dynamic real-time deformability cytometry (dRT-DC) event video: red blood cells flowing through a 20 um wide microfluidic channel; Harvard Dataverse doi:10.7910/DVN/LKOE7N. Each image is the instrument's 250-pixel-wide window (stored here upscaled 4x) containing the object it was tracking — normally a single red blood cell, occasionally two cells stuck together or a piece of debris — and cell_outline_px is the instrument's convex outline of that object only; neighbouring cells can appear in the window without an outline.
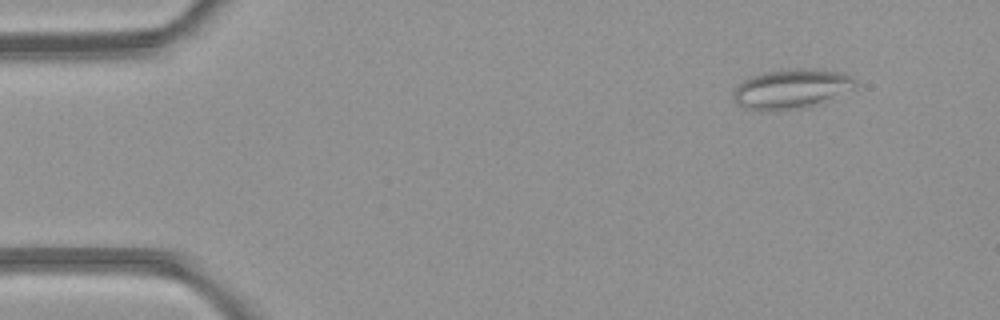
{"species": "common noctule bat (a hibernating species)", "species_latin": "Nyctalus noctula", "temperature_condition": "room temperature", "stored_images_in_passage": 4, "camera_frame_rate_fps": 3000, "um_per_image_px": 0.085, "animal": {"sex": "female", "body_mass_g": 21.9}, "frame": {"image": 1, "passage_image": 2, "time_ms": 1.333, "image_size_px": [1000, 320], "cell_outline_px": [[856, 84], [852, 88], [804, 108], [776, 112], [760, 112], [744, 108], [736, 104], [732, 96], [732, 92], [736, 84], [752, 76], [764, 72], [788, 68], [824, 68], [844, 72], [852, 76], [856, 80]], "centroid_in_image_um": [67.18, 7.54], "position_along_channel_um": 17.8, "area_um2": 28.73}}